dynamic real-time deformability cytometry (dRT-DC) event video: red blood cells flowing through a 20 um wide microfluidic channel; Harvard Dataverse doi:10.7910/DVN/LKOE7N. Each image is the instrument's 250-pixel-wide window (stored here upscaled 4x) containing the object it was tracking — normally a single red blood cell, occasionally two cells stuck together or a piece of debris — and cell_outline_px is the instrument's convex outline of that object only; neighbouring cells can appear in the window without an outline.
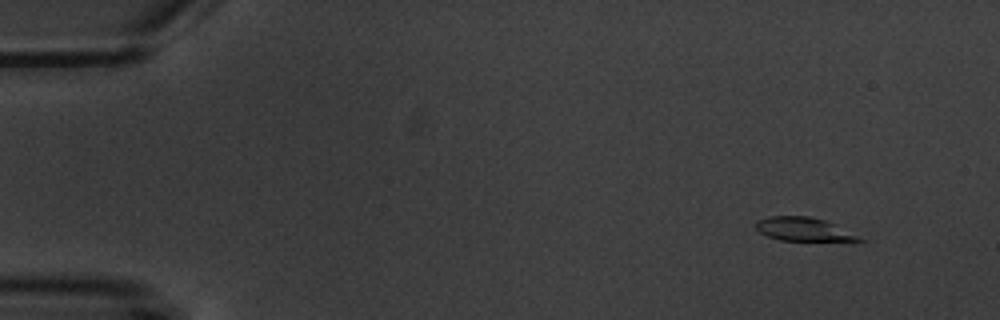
{"species": "common noctule bat (a hibernating species)", "species_latin": "Nyctalus noctula", "temperature_condition": "warm", "stored_images_in_passage": 4, "camera_frame_rate_fps": 3000, "um_per_image_px": 0.085, "animal": {"sex": "male", "body_mass_g": 20.1, "forearm_length_mm": 53.5}, "frame": {"image": 1, "passage_image": 1, "time_ms": 0.0, "image_size_px": [1000, 320], "cell_outline_px": [[868, 240], [780, 240], [768, 236], [760, 232], [752, 224], [756, 220], [768, 216], [808, 216], [824, 220]], "centroid_in_image_um": [68.2, 19.47], "position_along_channel_um": 16.8, "area_um2": 13.87}}
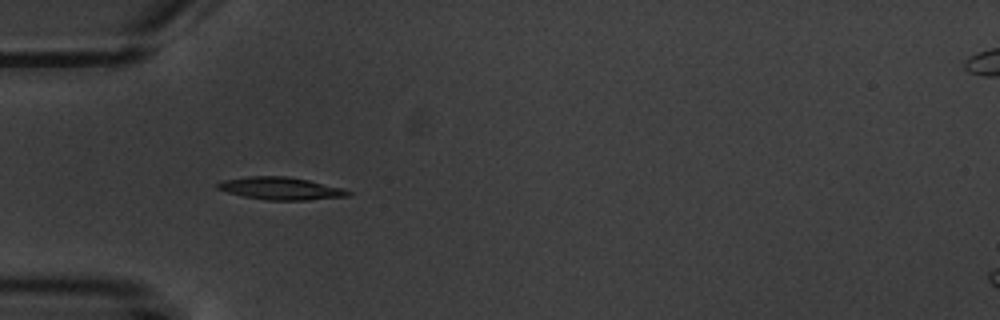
{"frame": {"image": 2, "passage_image": 4, "time_ms": 4.333, "image_size_px": [1000, 320], "cell_outline_px": [[352, 196], [308, 200], [268, 200], [244, 196], [228, 192], [216, 188], [216, 184], [224, 180], [244, 176], [288, 176], [308, 180], [344, 188], [352, 192]], "centroid_in_image_um": [23.9, 16.01], "position_along_channel_um": 61.1, "area_um2": 17.22}}